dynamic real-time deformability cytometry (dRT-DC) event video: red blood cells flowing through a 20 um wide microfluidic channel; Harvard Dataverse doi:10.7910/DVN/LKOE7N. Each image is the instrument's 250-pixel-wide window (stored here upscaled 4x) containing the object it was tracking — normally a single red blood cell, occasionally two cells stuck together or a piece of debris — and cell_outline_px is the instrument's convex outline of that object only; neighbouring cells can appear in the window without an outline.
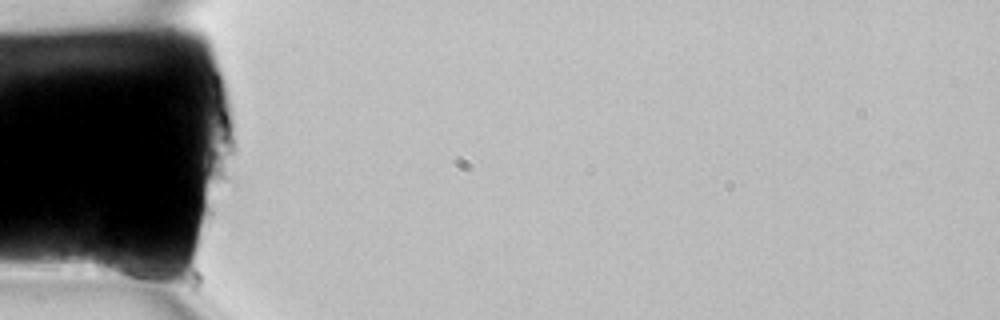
{"species": "common noctule bat (a hibernating species)", "species_latin": "Nyctalus noctula", "temperature_condition": "room temperature", "stored_images_in_passage": 2, "camera_frame_rate_fps": 3000, "um_per_image_px": 0.085, "animal": {"sex": "female", "body_mass_g": 22.7, "forearm_length_mm": 54.2}, "frame": {"image": 1, "passage_image": 1, "time_ms": 0.0, "image_size_px": [1000, 320], "cell_outline_px": [[160, 276], [140, 280], [136, 280], [116, 276], [100, 272], [96, 268], [92, 260], [96, 244], [140, 256]], "centroid_in_image_um": [10.36, 22.44], "position_along_channel_um": 74.6, "area_um2": 10.35}}